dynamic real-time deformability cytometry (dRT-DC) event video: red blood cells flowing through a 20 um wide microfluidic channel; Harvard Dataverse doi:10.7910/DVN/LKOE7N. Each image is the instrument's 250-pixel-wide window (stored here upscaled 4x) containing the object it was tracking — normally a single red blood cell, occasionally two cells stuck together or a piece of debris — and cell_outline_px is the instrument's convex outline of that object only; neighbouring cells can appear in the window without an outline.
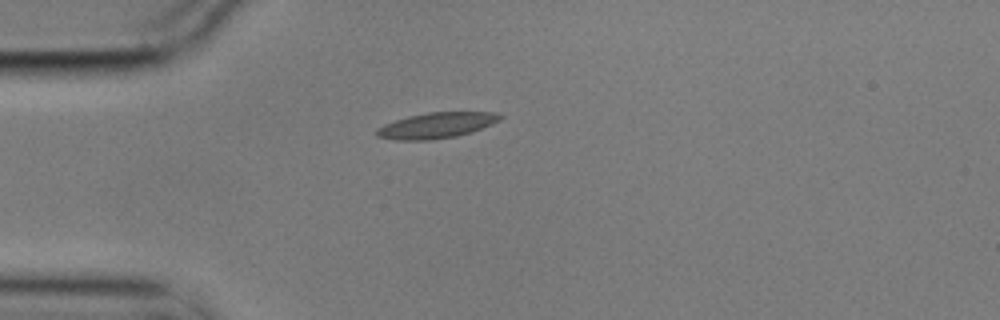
{"species": "common noctule bat (a hibernating species)", "species_latin": "Nyctalus noctula", "temperature_condition": "cold", "stored_images_in_passage": 38, "camera_frame_rate_fps": 3000, "um_per_image_px": 0.085, "animal": {"sex": "male", "body_mass_g": 17.9}, "frame": {"image": 1, "passage_image": 1, "time_ms": 0.0, "image_size_px": [1000, 320], "cell_outline_px": [[504, 116], [500, 120], [492, 124], [472, 132], [456, 136], [428, 140], [396, 140], [376, 136], [376, 128], [384, 124], [408, 116], [428, 112], [496, 112]], "centroid_in_image_um": [37.11, 10.65], "position_along_channel_um": 47.9, "area_um2": 18.5}}
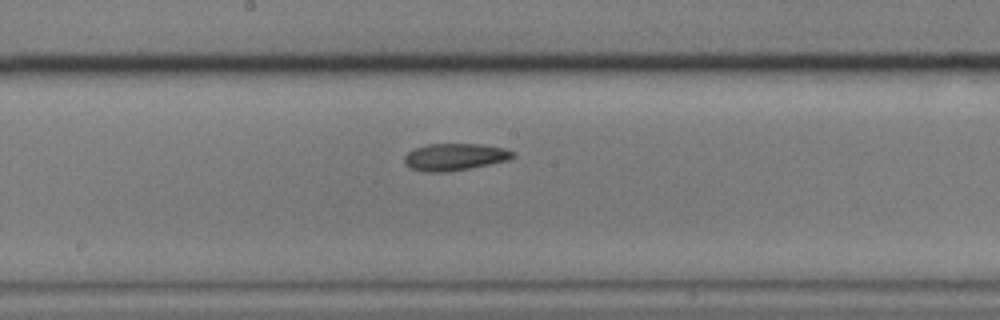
{"frame": {"image": 2, "passage_image": 16, "time_ms": 5.0, "image_size_px": [1000, 320], "cell_outline_px": [[516, 156], [508, 160], [448, 172], [424, 172], [408, 168], [404, 164], [404, 156], [408, 152], [416, 148], [428, 144], [480, 144], [504, 148], [516, 152]], "centroid_in_image_um": [38.63, 13.34], "position_along_channel_um": 209.6, "area_um2": 17.17}}
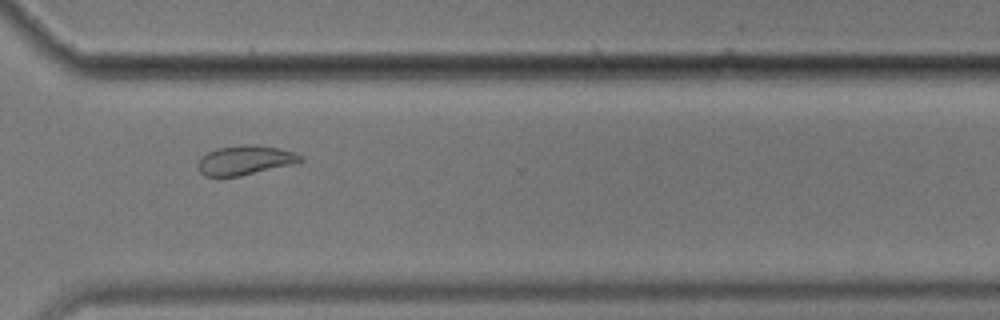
{"frame": {"image": 3, "passage_image": 28, "time_ms": 9.0, "image_size_px": [1000, 320], "cell_outline_px": [[304, 160], [292, 164], [240, 176], [204, 176], [196, 168], [200, 156], [216, 148], [244, 144], [256, 144], [280, 148], [304, 156]], "centroid_in_image_um": [20.8, 13.6], "position_along_channel_um": 349.8, "area_um2": 17.69}, "authors_computed_cell_mechanics": {"area_um2": 17.2822, "velocity_mm_per_s": 3.5145, "shape_relaxation_time_tau1_ms": null, "shape_relaxation_time_tau2_ms": 4.6736, "deformation_change_tau1": null, "deformation_change_tau2": 0.0904}}